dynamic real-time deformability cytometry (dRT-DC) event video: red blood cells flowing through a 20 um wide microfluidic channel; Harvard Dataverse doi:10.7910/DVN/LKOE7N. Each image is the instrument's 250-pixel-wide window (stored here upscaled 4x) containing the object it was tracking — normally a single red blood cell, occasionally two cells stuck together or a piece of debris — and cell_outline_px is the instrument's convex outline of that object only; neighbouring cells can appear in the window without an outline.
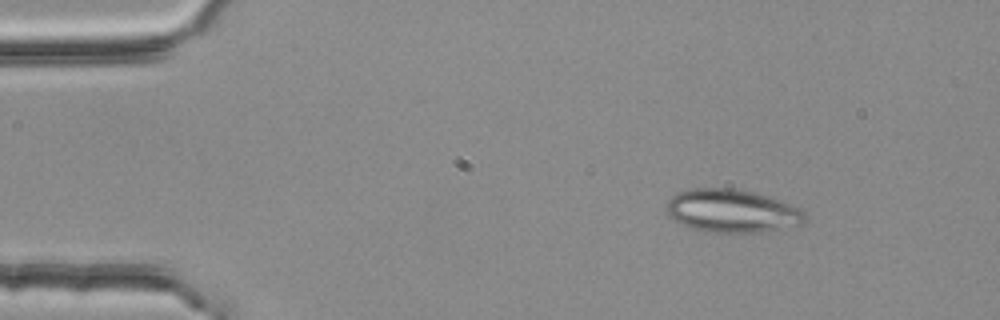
{"species": "common noctule bat (a hibernating species)", "species_latin": "Nyctalus noctula", "temperature_condition": "room temperature", "stored_images_in_passage": 3, "camera_frame_rate_fps": 3000, "um_per_image_px": 0.085, "animal": {"sex": "female", "body_mass_g": 25.1}, "frame": {"image": 1, "passage_image": 1, "time_ms": 0.0, "image_size_px": [1000, 320], "cell_outline_px": [[804, 224], [760, 232], [716, 232], [696, 228], [684, 224], [668, 216], [664, 208], [668, 200], [676, 192], [692, 188], [736, 188], [752, 192], [800, 208], [804, 212]], "centroid_in_image_um": [62.17, 17.91], "position_along_channel_um": 22.8, "area_um2": 34.28}}